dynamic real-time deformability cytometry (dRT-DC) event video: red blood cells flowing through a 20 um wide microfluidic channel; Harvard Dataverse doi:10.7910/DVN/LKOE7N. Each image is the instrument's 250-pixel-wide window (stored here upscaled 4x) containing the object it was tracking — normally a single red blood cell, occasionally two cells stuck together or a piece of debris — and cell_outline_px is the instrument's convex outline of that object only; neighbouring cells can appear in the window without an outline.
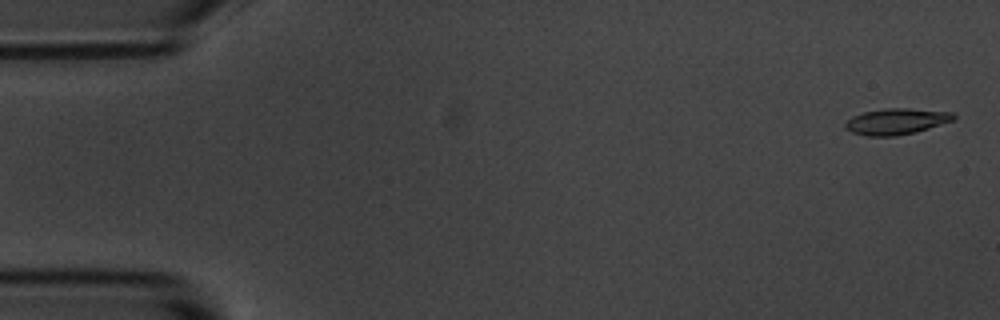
{"species": "common noctule bat (a hibernating species)", "species_latin": "Nyctalus noctula", "temperature_condition": "room temperature", "stored_images_in_passage": 4, "camera_frame_rate_fps": 3000, "um_per_image_px": 0.085, "animal": {"sex": "male", "body_mass_g": 20.1, "forearm_length_mm": 53.5}, "frame": {"image": 1, "passage_image": 1, "time_ms": 0.0, "image_size_px": [1000, 320], "cell_outline_px": [[956, 120], [916, 132], [896, 136], [868, 136], [852, 132], [844, 128], [844, 124], [852, 116], [864, 112], [884, 108], [908, 108], [952, 112], [956, 116]], "centroid_in_image_um": [76.21, 10.32], "position_along_channel_um": 8.8, "area_um2": 16.59}}